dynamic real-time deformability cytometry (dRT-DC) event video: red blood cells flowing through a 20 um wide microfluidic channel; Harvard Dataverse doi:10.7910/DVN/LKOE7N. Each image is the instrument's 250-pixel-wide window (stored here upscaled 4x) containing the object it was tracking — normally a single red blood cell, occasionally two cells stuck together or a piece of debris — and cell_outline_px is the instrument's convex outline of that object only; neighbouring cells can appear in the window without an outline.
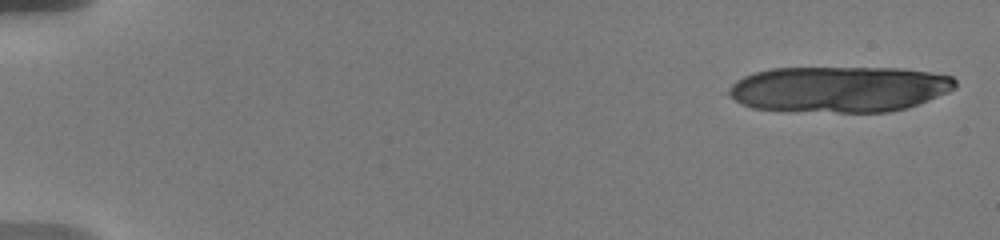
{"species": "human", "species_latin": "Homo sapiens", "temperature_condition": "warm", "stored_images_in_passage": 11, "camera_frame_rate_fps": 3000, "um_per_image_px": 0.085, "donor": {"sex": "male"}, "frame": {"image": 1, "passage_image": 1, "time_ms": 0.0, "image_size_px": [1000, 240], "cell_outline_px": [[956, 88], [948, 92], [908, 108], [888, 112], [796, 112], [752, 108], [740, 104], [728, 92], [732, 84], [736, 80], [744, 76], [756, 72], [772, 68], [904, 68], [952, 76], [956, 80]], "centroid_in_image_um": [71.34, 7.59], "position_along_channel_um": 13.7, "area_um2": 61.09}}